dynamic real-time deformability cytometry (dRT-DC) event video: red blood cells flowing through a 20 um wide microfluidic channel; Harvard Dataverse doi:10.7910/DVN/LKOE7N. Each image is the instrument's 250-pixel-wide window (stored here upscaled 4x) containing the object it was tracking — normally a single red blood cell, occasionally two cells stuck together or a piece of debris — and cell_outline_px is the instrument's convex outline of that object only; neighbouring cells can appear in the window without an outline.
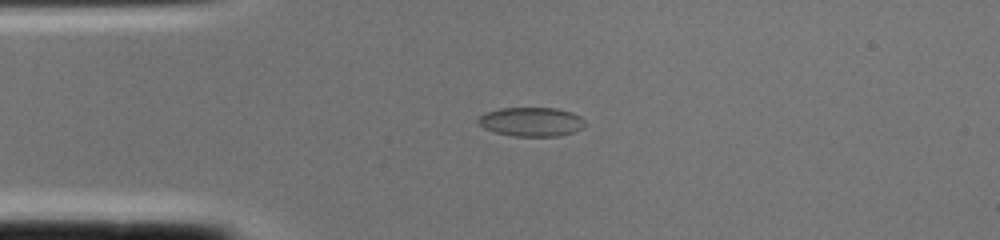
{"species": "common noctule bat (a hibernating species)", "species_latin": "Nyctalus noctula", "temperature_condition": "cold", "stored_images_in_passage": 4, "camera_frame_rate_fps": 3000, "um_per_image_px": 0.085, "animal": {"sex": "female", "body_mass_g": 22.0, "forearm_length_mm": 56.7}, "frame": {"image": 1, "passage_image": 4, "time_ms": 1.0, "image_size_px": [1000, 240], "cell_outline_px": [[584, 128], [560, 136], [516, 136], [496, 132], [484, 128], [476, 120], [484, 112], [500, 108], [556, 108], [572, 112], [580, 116], [584, 120]], "centroid_in_image_um": [45.17, 10.34], "position_along_channel_um": 39.8, "area_um2": 18.09}}